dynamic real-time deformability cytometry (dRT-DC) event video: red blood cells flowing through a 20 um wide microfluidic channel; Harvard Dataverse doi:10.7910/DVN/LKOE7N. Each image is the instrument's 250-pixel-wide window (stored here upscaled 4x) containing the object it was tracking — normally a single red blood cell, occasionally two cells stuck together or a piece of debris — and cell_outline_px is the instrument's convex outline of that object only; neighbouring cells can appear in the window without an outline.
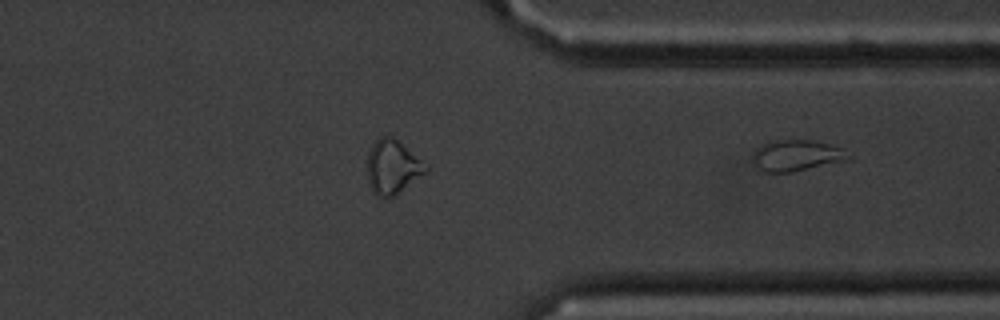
{"species": "common noctule bat (a hibernating species)", "species_latin": "Nyctalus noctula", "temperature_condition": "cold", "stored_images_in_passage": 26, "segment_of_instrument_passage": [2, 2], "camera_frame_rate_fps": 3000, "um_per_image_px": 0.085, "animal": {"sex": "male", "body_mass_g": 20.1, "forearm_length_mm": 53.5}, "frame": {"image": 1, "passage_image": 26, "time_ms": 8.333, "image_size_px": [1000, 320], "cell_outline_px": [[852, 156], [844, 160], [792, 172], [764, 172], [752, 160], [752, 152], [760, 144], [772, 140], [816, 140], [844, 148]], "centroid_in_image_um": [67.68, 13.19], "position_along_channel_um": 343.7, "area_um2": 17.4}}